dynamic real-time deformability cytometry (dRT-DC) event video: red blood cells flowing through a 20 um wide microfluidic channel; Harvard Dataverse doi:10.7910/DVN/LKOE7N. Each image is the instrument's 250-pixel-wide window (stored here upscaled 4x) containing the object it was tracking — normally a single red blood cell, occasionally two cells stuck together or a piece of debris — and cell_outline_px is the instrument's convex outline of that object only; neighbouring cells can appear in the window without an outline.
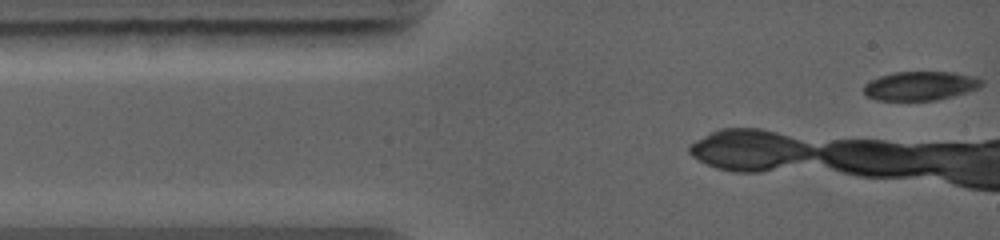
{"species": "common noctule bat (a hibernating species)", "species_latin": "Nyctalus noctula", "temperature_condition": "warm", "stored_images_in_passage": 18, "camera_frame_rate_fps": 5000, "um_per_image_px": 0.085, "animal": {"sex": "female", "body_mass_g": 19.0, "forearm_length_mm": 56.7}, "frame": {"image": 1, "passage_image": 1, "time_ms": 0.0, "image_size_px": [1000, 240], "cell_outline_px": [[984, 84], [976, 88], [952, 96], [936, 100], [876, 100], [868, 96], [864, 92], [864, 84], [880, 76], [892, 72], [952, 72], [976, 76], [984, 80]], "centroid_in_image_um": [78.23, 7.28], "position_along_channel_um": 6.8, "area_um2": 19.77}}
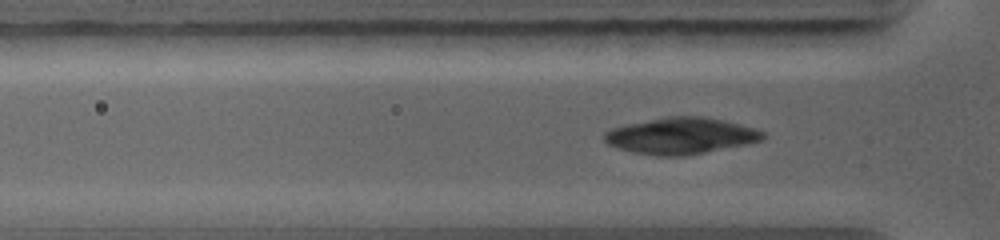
{"frame": {"image": 2, "passage_image": 8, "time_ms": 1.6, "image_size_px": [1000, 240], "cell_outline_px": [[764, 136], [760, 140], [744, 144], [684, 156], [656, 156], [632, 152], [616, 148], [608, 144], [604, 140], [604, 132], [612, 128], [628, 124], [668, 116], [704, 116], [724, 120], [740, 124], [764, 132]], "centroid_in_image_um": [57.82, 11.54], "position_along_channel_um": 68.0, "area_um2": 33.29}}
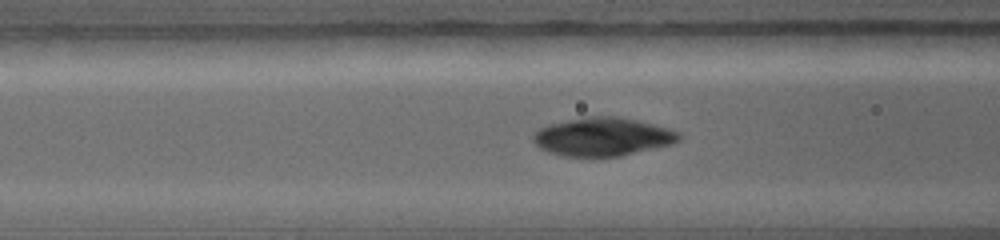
{"frame": {"image": 3, "passage_image": 15, "time_ms": 2.6, "image_size_px": [1000, 240], "cell_outline_px": [[684, 136], [680, 140], [672, 144], [620, 156], [564, 156], [548, 152], [540, 148], [532, 140], [532, 136], [540, 128], [548, 124], [568, 120], [592, 116], [616, 116], [636, 120], [668, 128], [680, 132]], "centroid_in_image_um": [51.25, 11.62], "position_along_channel_um": 115.4, "area_um2": 32.48}}